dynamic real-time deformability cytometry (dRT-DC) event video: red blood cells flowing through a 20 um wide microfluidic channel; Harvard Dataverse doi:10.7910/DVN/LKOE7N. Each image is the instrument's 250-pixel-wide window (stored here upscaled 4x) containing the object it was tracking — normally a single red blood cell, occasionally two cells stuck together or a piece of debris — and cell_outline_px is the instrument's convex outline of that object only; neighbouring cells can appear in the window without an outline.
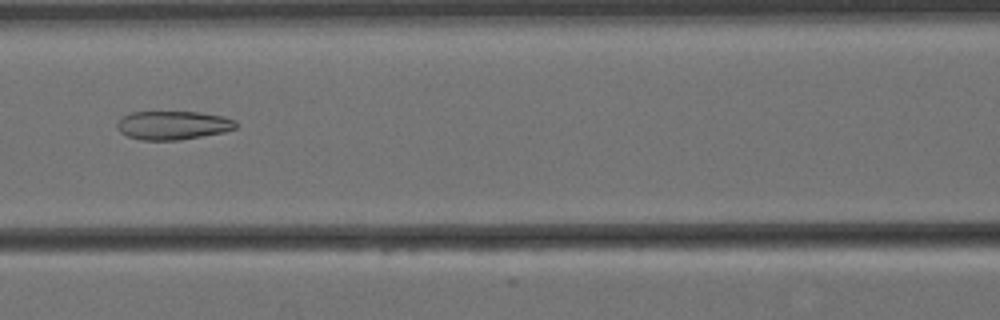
{"species": "Egyptian fruit bat (a non-hibernating species)", "species_latin": "Rousettus aegyptiacus", "temperature_condition": "cold", "stored_images_in_passage": 7, "camera_frame_rate_fps": 3000, "um_per_image_px": 0.085, "animal": {"sex": "female"}, "frame": {"image": 1, "passage_image": 7, "time_ms": 2.0, "image_size_px": [1000, 320], "cell_outline_px": [[236, 128], [224, 132], [180, 140], [140, 140], [128, 136], [120, 132], [116, 128], [116, 124], [120, 116], [132, 112], [200, 112], [224, 116], [236, 120]], "centroid_in_image_um": [14.68, 10.64], "position_along_channel_um": 151.9, "area_um2": 20.06}}